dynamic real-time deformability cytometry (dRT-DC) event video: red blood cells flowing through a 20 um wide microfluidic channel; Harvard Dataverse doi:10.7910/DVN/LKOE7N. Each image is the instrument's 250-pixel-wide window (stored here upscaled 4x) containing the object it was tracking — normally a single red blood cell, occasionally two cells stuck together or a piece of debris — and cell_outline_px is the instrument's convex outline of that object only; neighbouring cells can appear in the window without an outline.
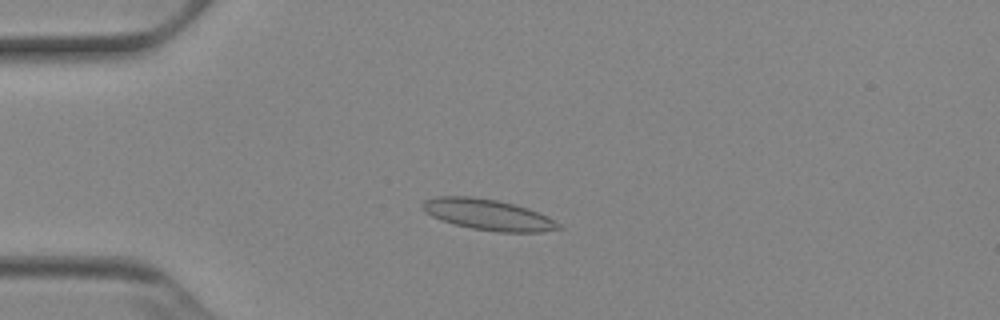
{"species": "Egyptian fruit bat (a non-hibernating species)", "species_latin": "Rousettus aegyptiacus", "temperature_condition": "cold", "stored_images_in_passage": 53, "camera_frame_rate_fps": 3000, "um_per_image_px": 0.085, "animal": {"sex": "female"}, "frame": {"image": 1, "passage_image": 14, "time_ms": 4.333, "image_size_px": [1000, 320], "cell_outline_px": [[564, 228], [540, 232], [500, 232], [472, 228], [440, 220], [424, 212], [420, 208], [420, 204], [424, 200], [436, 196], [472, 196], [496, 200], [528, 208], [548, 216], [556, 220]], "centroid_in_image_um": [41.47, 18.24], "position_along_channel_um": 43.5, "area_um2": 24.62}}
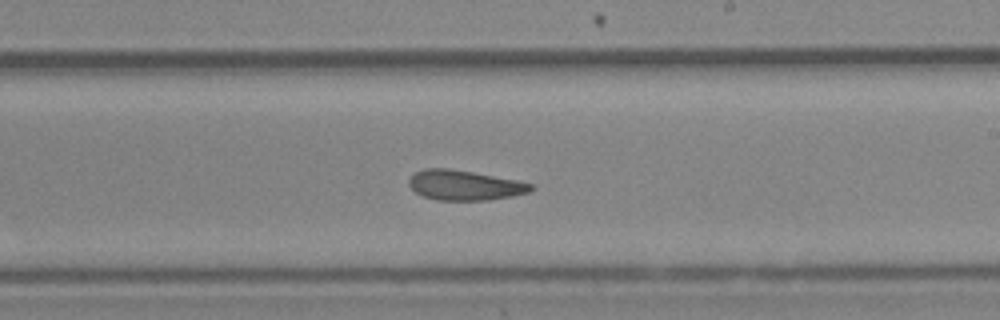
{"frame": {"image": 2, "passage_image": 32, "time_ms": 10.333, "image_size_px": [1000, 320], "cell_outline_px": [[536, 188], [528, 192], [512, 196], [488, 200], [436, 200], [424, 196], [416, 192], [408, 184], [408, 180], [416, 172], [424, 168], [448, 168], [472, 172], [516, 180], [532, 184]], "centroid_in_image_um": [39.49, 15.74], "position_along_channel_um": 249.5, "area_um2": 21.15}}
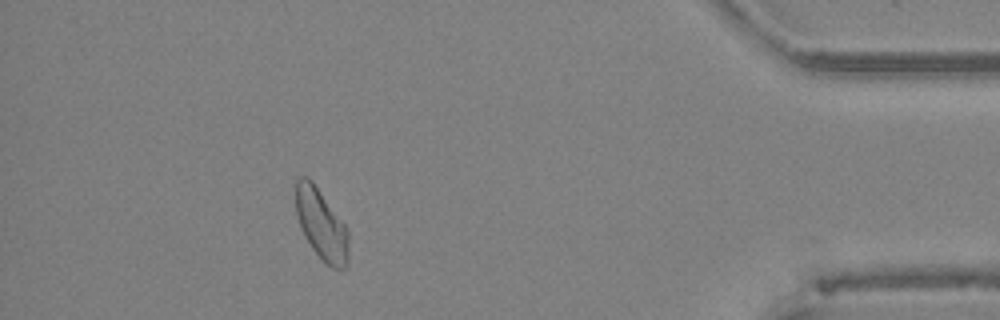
{"frame": {"image": 3, "passage_image": 48, "time_ms": 15.667, "image_size_px": [1000, 320], "cell_outline_px": [[348, 264], [340, 272], [332, 268], [312, 248], [304, 236], [296, 212], [296, 180], [300, 176], [308, 176], [312, 180], [348, 228]], "centroid_in_image_um": [27.33, 19.08], "position_along_channel_um": 407.9, "area_um2": 21.79}, "authors_computed_cell_mechanics": {"area_um2": 22.4264, "velocity_mm_per_s": 3.8651, "shape_relaxation_time_tau1_ms": null, "shape_relaxation_time_tau2_ms": 5.0845, "deformation_change_tau1": null, "deformation_change_tau2": 0.1204}}